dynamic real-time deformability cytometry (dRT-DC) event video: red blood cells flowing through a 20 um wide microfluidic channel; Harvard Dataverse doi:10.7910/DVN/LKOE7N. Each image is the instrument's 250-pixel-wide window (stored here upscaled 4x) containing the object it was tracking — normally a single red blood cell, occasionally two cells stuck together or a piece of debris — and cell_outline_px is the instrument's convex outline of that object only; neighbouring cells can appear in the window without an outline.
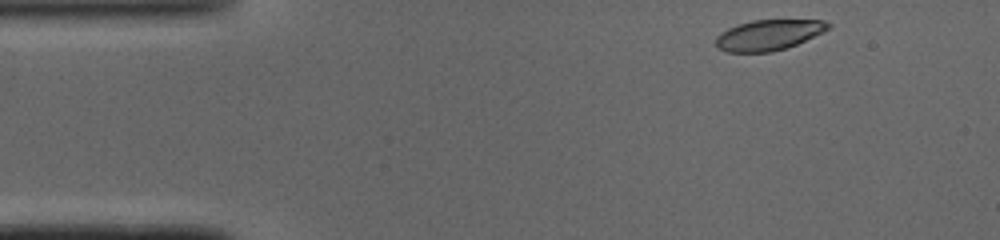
{"species": "common noctule bat (a hibernating species)", "species_latin": "Nyctalus noctula", "temperature_condition": "cold", "stored_images_in_passage": 44, "camera_frame_rate_fps": 3000, "um_per_image_px": 0.085, "animal": {"sex": "male", "body_mass_g": 19.0, "forearm_length_mm": 50.8}, "frame": {"image": 1, "passage_image": 1, "time_ms": 0.0, "image_size_px": [1000, 240], "cell_outline_px": [[832, 24], [828, 28], [796, 44], [772, 52], [728, 52], [716, 48], [716, 36], [728, 28], [752, 20], [824, 20]], "centroid_in_image_um": [65.28, 2.97], "position_along_channel_um": 19.7, "area_um2": 19.65}}
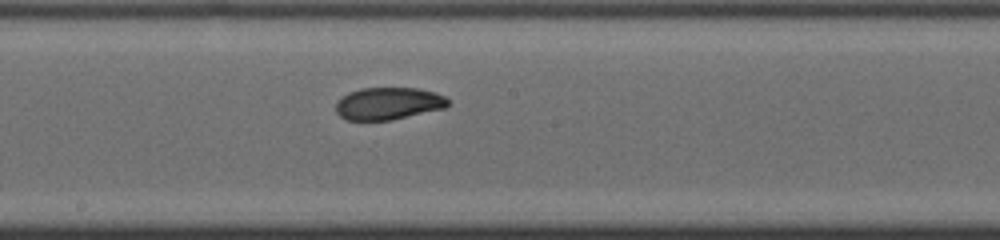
{"frame": {"image": 2, "passage_image": 21, "time_ms": 6.667, "image_size_px": [1000, 240], "cell_outline_px": [[448, 104], [444, 108], [392, 120], [348, 120], [340, 116], [336, 112], [336, 104], [348, 92], [360, 88], [416, 88], [436, 92], [444, 96], [448, 100]], "centroid_in_image_um": [33.01, 8.79], "position_along_channel_um": 215.2, "area_um2": 20.98}}
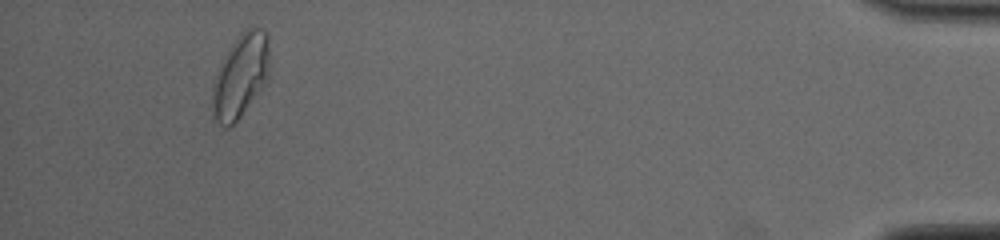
{"frame": {"image": 3, "passage_image": 41, "time_ms": 13.333, "image_size_px": [1000, 240], "cell_outline_px": [[268, 80], [240, 116], [228, 128], [224, 128], [212, 120], [212, 84], [220, 64], [224, 56], [236, 40], [248, 28], [264, 28], [268, 36]], "centroid_in_image_um": [20.42, 6.5], "position_along_channel_um": 414.8, "area_um2": 27.57}, "authors_computed_cell_mechanics": {"area_um2": 21.9351, "velocity_mm_per_s": 4.0739, "shape_relaxation_time_tau1_ms": 5.0975, "shape_relaxation_time_tau2_ms": 1.4895, "deformation_change_tau1": 0.1519, "deformation_change_tau2": 0.0526}}